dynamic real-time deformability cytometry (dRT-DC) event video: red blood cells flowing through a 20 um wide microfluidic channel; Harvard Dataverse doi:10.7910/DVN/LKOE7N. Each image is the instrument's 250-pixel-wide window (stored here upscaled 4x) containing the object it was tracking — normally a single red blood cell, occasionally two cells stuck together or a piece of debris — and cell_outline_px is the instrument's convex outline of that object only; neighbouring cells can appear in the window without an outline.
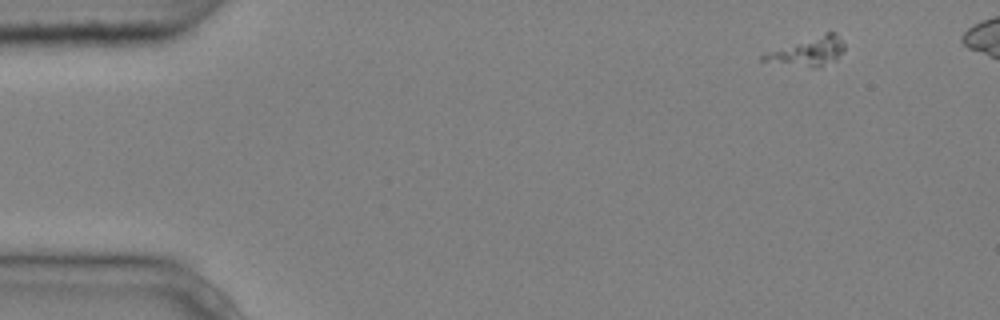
{"species": "common noctule bat (a hibernating species)", "species_latin": "Nyctalus noctula", "temperature_condition": "cold", "stored_images_in_passage": 4, "camera_frame_rate_fps": 3000, "um_per_image_px": 0.085, "animal": {"sex": "male", "body_mass_g": 20.4}, "frame": {"image": 1, "passage_image": 1, "time_ms": 0.0, "image_size_px": [1000, 320], "cell_outline_px": [[844, 48], [836, 60], [816, 68], [760, 60], [760, 56], [768, 52], [824, 32], [836, 32], [844, 44]], "centroid_in_image_um": [68.74, 4.36], "position_along_channel_um": 16.3, "area_um2": 13.18}}